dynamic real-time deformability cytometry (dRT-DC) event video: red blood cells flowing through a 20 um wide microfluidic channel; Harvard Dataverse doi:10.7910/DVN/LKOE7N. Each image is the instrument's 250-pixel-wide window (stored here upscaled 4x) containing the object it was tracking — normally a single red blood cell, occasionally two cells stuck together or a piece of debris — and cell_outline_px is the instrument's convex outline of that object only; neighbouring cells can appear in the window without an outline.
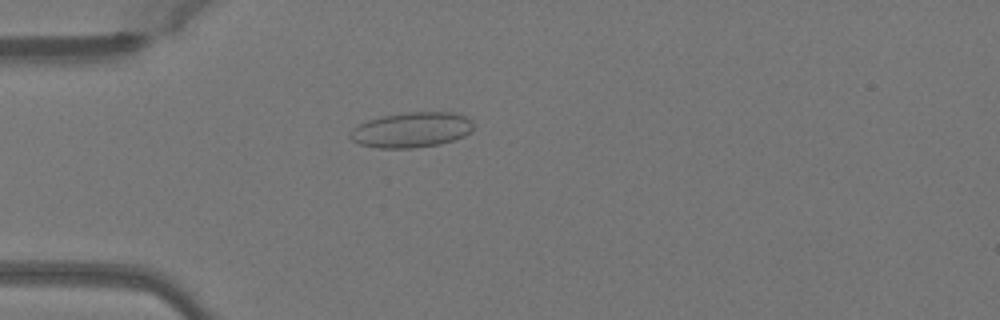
{"species": "Egyptian fruit bat (a non-hibernating species)", "species_latin": "Rousettus aegyptiacus", "temperature_condition": "warm", "stored_images_in_passage": 50, "camera_frame_rate_fps": 3000, "um_per_image_px": 0.085, "animal": {"sex": "female"}, "frame": {"image": 1, "passage_image": 14, "time_ms": 4.333, "image_size_px": [1000, 320], "cell_outline_px": [[472, 132], [464, 136], [440, 144], [412, 148], [376, 148], [360, 144], [352, 140], [348, 136], [352, 128], [368, 120], [384, 116], [408, 112], [452, 112], [464, 116], [472, 120]], "centroid_in_image_um": [34.97, 11.04], "position_along_channel_um": 50.0, "area_um2": 25.26}}
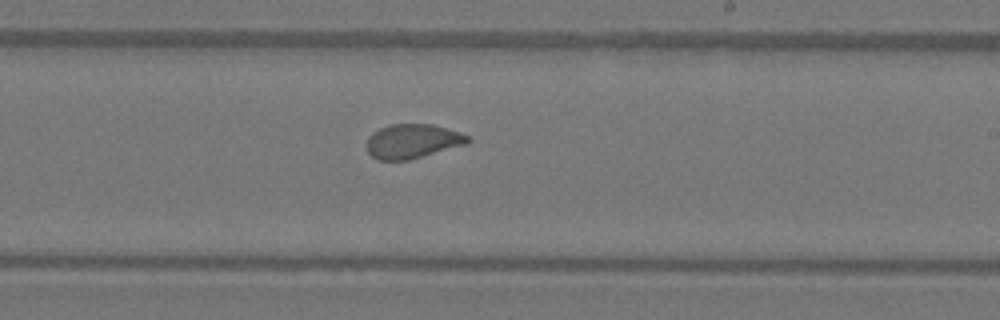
{"frame": {"image": 2, "passage_image": 30, "time_ms": 9.667, "image_size_px": [1000, 320], "cell_outline_px": [[472, 140], [464, 144], [408, 160], [380, 160], [372, 156], [368, 152], [368, 136], [372, 132], [380, 128], [392, 124], [432, 124], [460, 132], [468, 136]], "centroid_in_image_um": [35.05, 11.99], "position_along_channel_um": 254.0, "area_um2": 19.88}}
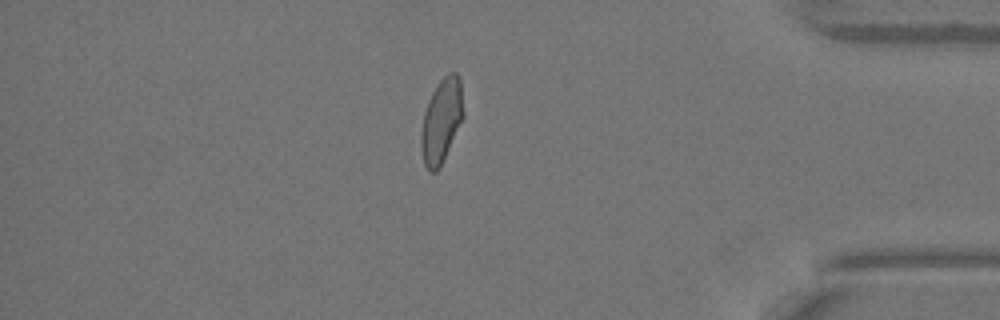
{"frame": {"image": 3, "passage_image": 43, "time_ms": 14.0, "image_size_px": [1000, 320], "cell_outline_px": [[464, 116], [440, 168], [436, 172], [428, 172], [424, 164], [420, 148], [420, 132], [424, 112], [428, 100], [436, 84], [448, 72], [456, 72], [460, 76], [464, 112]], "centroid_in_image_um": [37.51, 10.26], "position_along_channel_um": 397.7, "area_um2": 21.15}, "authors_computed_cell_mechanics": {"area_um2": 21.1837, "velocity_mm_per_s": 4.0593, "shape_relaxation_time_tau1_ms": 7.4216, "shape_relaxation_time_tau2_ms": 0.7991, "deformation_change_tau1": 0.1503, "deformation_change_tau2": 0.0562}}